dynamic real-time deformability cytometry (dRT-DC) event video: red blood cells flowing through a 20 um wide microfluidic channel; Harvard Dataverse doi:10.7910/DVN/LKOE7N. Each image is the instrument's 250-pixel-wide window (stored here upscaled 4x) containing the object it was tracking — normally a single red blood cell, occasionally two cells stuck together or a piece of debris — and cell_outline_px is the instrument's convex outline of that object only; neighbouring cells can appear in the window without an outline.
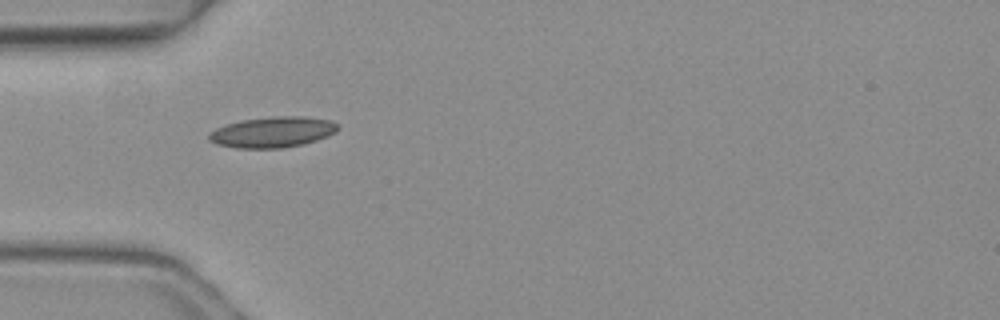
{"species": "common noctule bat (a hibernating species)", "species_latin": "Nyctalus noctula", "temperature_condition": "warm", "stored_images_in_passage": 3, "camera_frame_rate_fps": 3000, "um_per_image_px": 0.085, "animal": {"sex": "female", "body_mass_g": 19.3, "forearm_length_mm": 54.1}, "frame": {"image": 1, "passage_image": 3, "time_ms": 0.667, "image_size_px": [1000, 320], "cell_outline_px": [[340, 128], [336, 132], [328, 136], [316, 140], [300, 144], [280, 148], [236, 148], [216, 144], [208, 140], [208, 132], [216, 128], [240, 120], [272, 116], [304, 116], [332, 120], [340, 124]], "centroid_in_image_um": [23.18, 11.21], "position_along_channel_um": 61.8, "area_um2": 23.29}}